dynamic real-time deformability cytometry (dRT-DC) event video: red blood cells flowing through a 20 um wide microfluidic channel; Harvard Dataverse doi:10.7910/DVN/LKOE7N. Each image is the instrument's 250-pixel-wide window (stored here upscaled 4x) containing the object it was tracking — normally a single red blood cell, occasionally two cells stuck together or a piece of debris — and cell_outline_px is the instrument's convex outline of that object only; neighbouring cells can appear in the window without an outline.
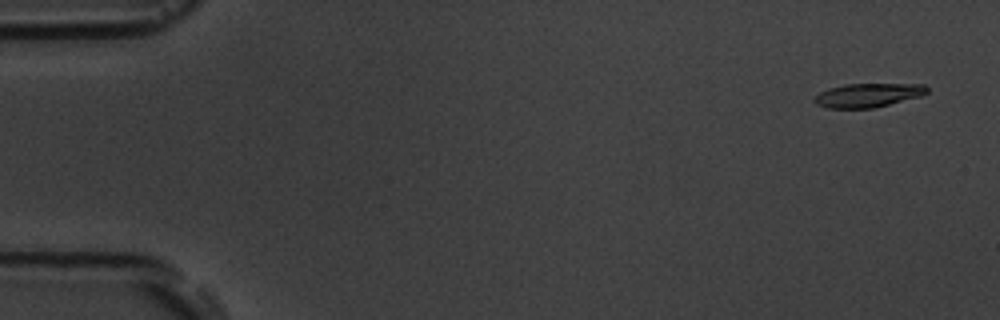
{"species": "common noctule bat (a hibernating species)", "species_latin": "Nyctalus noctula", "temperature_condition": "room temperature", "stored_images_in_passage": 5, "camera_frame_rate_fps": 3000, "um_per_image_px": 0.085, "animal": {"sex": "male", "body_mass_g": 19.5, "forearm_length_mm": 54.6}, "frame": {"image": 1, "passage_image": 1, "time_ms": 0.0, "image_size_px": [1000, 320], "cell_outline_px": [[928, 92], [920, 96], [872, 108], [828, 108], [816, 104], [812, 100], [820, 92], [828, 88], [844, 84], [924, 84], [928, 88]], "centroid_in_image_um": [73.75, 8.08], "position_along_channel_um": 11.3, "area_um2": 15.55}}
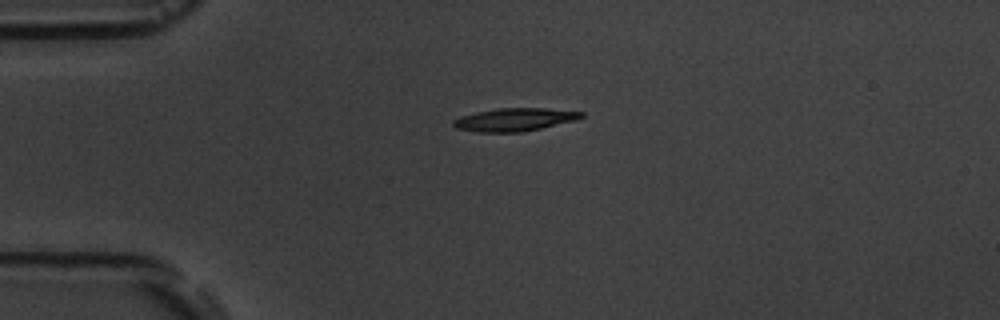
{"frame": {"image": 2, "passage_image": 4, "time_ms": 3.667, "image_size_px": [1000, 320], "cell_outline_px": [[584, 116], [576, 120], [540, 128], [520, 132], [480, 132], [456, 128], [452, 124], [452, 120], [460, 116], [476, 112], [500, 108], [544, 108], [584, 112]], "centroid_in_image_um": [43.72, 10.16], "position_along_channel_um": 41.3, "area_um2": 16.99}}